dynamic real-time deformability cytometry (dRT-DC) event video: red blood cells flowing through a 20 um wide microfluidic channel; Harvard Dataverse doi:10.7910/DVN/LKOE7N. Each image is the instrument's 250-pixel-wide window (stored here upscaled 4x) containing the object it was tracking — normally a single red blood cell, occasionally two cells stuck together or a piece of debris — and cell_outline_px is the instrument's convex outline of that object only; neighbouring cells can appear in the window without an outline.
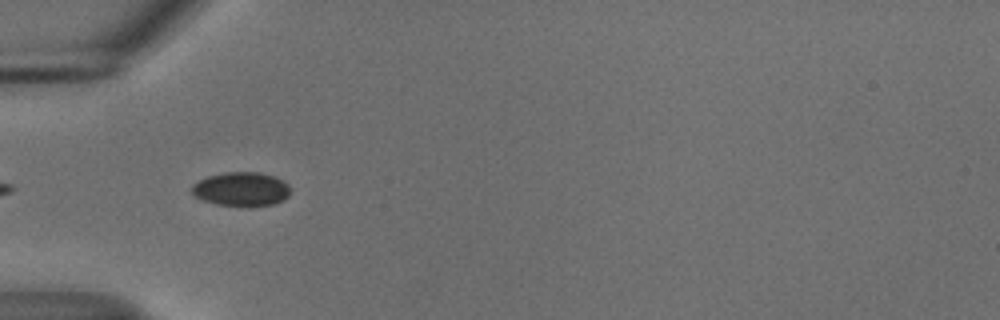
{"species": "common noctule bat (a hibernating species)", "species_latin": "Nyctalus noctula", "temperature_condition": "cold", "stored_images_in_passage": 6, "camera_frame_rate_fps": 3000, "um_per_image_px": 0.085, "animal": {"sex": "male", "body_mass_g": 18.8}, "frame": {"image": 1, "passage_image": 3, "time_ms": 0.667, "image_size_px": [1000, 320], "cell_outline_px": [[288, 196], [284, 200], [276, 204], [248, 208], [216, 204], [200, 200], [192, 196], [192, 184], [208, 176], [224, 172], [260, 172], [276, 176], [284, 180], [288, 184]], "centroid_in_image_um": [20.51, 16.1], "position_along_channel_um": 64.5, "area_um2": 20.17}}